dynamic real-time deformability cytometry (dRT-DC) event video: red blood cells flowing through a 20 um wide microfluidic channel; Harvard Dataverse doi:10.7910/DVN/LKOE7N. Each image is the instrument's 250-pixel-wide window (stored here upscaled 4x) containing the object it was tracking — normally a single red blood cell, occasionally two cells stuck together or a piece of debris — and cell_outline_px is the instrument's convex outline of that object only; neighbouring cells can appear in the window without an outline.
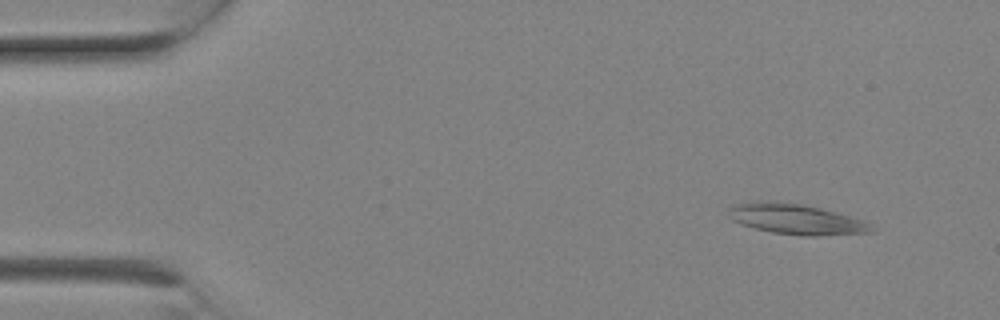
{"species": "Egyptian fruit bat (a non-hibernating species)", "species_latin": "Rousettus aegyptiacus", "temperature_condition": "room temperature", "stored_images_in_passage": 1, "camera_frame_rate_fps": 3000, "um_per_image_px": 0.085, "animal": {"sex": "female"}, "frame": {"image": 1, "passage_image": 1, "time_ms": 0.0, "image_size_px": [1000, 320], "cell_outline_px": [[876, 232], [816, 236], [804, 236], [772, 232], [740, 224], [732, 220], [728, 216], [728, 208], [732, 204], [760, 200], [804, 204], [820, 208], [848, 216], [860, 220], [868, 224]], "centroid_in_image_um": [67.58, 18.62], "position_along_channel_um": 17.4, "area_um2": 25.2}}